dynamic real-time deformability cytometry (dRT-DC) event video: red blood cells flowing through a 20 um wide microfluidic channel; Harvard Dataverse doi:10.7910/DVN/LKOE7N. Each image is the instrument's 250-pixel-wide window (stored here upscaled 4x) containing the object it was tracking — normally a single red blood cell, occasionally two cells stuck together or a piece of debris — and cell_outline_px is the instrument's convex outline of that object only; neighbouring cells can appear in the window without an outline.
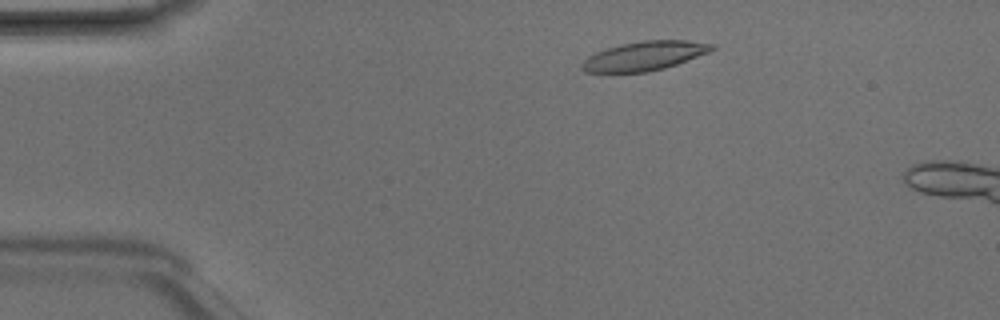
{"species": "Egyptian fruit bat (a non-hibernating species)", "species_latin": "Rousettus aegyptiacus", "temperature_condition": "room temperature", "stored_images_in_passage": 3, "camera_frame_rate_fps": 3000, "um_per_image_px": 0.085, "animal": {"sex": "male"}, "frame": {"image": 1, "passage_image": 2, "time_ms": 0.333, "image_size_px": [1000, 320], "cell_outline_px": [[716, 48], [708, 52], [676, 64], [664, 68], [648, 72], [584, 72], [580, 68], [580, 64], [588, 56], [596, 52], [620, 44], [644, 40], [688, 40], [716, 44]], "centroid_in_image_um": [54.77, 4.75], "position_along_channel_um": 30.2, "area_um2": 22.02}}